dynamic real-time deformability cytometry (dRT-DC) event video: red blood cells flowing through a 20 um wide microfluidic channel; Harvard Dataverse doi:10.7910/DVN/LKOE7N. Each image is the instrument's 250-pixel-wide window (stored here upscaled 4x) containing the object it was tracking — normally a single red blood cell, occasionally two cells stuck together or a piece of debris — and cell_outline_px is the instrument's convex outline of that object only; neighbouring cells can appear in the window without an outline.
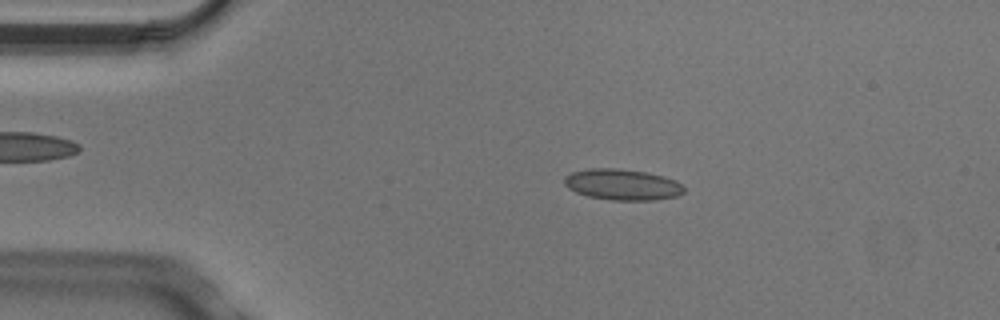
{"species": "Egyptian fruit bat (a non-hibernating species)", "species_latin": "Rousettus aegyptiacus", "temperature_condition": "cold", "stored_images_in_passage": 3, "camera_frame_rate_fps": 3000, "um_per_image_px": 0.085, "animal": {"sex": "male"}, "frame": {"image": 1, "passage_image": 2, "time_ms": 0.333, "image_size_px": [1000, 320], "cell_outline_px": [[684, 192], [676, 196], [656, 200], [612, 200], [588, 196], [576, 192], [568, 188], [564, 184], [564, 176], [572, 172], [588, 168], [616, 168], [648, 172], [664, 176], [676, 180], [684, 188]], "centroid_in_image_um": [52.89, 15.68], "position_along_channel_um": 32.1, "area_um2": 21.73}}